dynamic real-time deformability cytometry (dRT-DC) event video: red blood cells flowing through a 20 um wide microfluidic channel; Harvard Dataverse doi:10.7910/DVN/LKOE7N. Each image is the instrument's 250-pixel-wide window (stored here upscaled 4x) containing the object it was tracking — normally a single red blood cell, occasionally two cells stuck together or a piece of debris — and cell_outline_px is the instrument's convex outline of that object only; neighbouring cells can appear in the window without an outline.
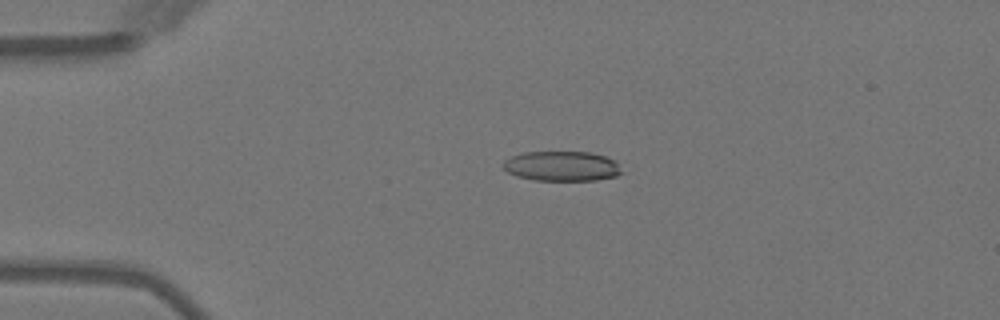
{"species": "Egyptian fruit bat (a non-hibernating species)", "species_latin": "Rousettus aegyptiacus", "temperature_condition": "warm", "stored_images_in_passage": 3, "camera_frame_rate_fps": 3000, "um_per_image_px": 0.085, "animal": {"sex": "female"}, "frame": {"image": 1, "passage_image": 2, "time_ms": 1.0, "image_size_px": [1000, 320], "cell_outline_px": [[624, 172], [616, 176], [596, 180], [532, 180], [516, 176], [508, 172], [500, 164], [504, 160], [512, 156], [524, 152], [588, 152], [604, 156], [612, 160]], "centroid_in_image_um": [47.7, 14.13], "position_along_channel_um": 37.3, "area_um2": 20.58}}